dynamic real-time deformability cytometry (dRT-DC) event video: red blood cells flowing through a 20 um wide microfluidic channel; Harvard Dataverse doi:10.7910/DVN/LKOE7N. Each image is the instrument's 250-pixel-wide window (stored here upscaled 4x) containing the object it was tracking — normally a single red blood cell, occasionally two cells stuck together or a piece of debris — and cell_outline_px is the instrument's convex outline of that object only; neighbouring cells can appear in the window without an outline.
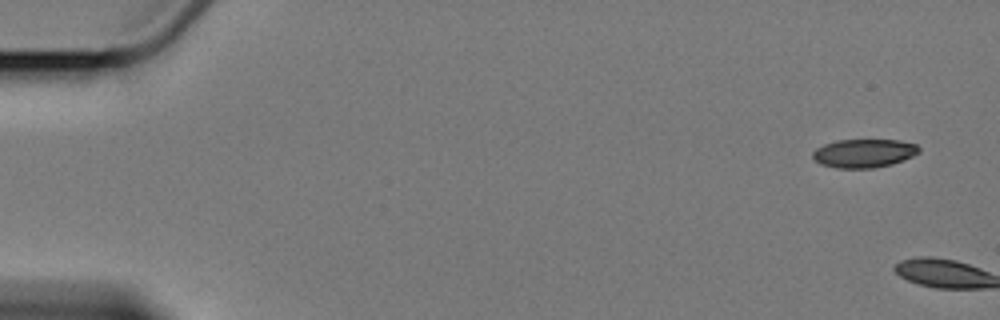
{"species": "Egyptian fruit bat (a non-hibernating species)", "species_latin": "Rousettus aegyptiacus", "temperature_condition": "cold", "stored_images_in_passage": 3, "camera_frame_rate_fps": 3000, "um_per_image_px": 0.085, "animal": {"sex": "female"}, "frame": {"image": 1, "passage_image": 1, "time_ms": 0.0, "image_size_px": [1000, 320], "cell_outline_px": [[920, 152], [912, 156], [892, 164], [872, 168], [836, 168], [820, 164], [812, 156], [812, 152], [816, 148], [824, 144], [836, 140], [900, 140], [916, 144], [920, 148]], "centroid_in_image_um": [73.42, 13.02], "position_along_channel_um": 11.6, "area_um2": 17.69}}